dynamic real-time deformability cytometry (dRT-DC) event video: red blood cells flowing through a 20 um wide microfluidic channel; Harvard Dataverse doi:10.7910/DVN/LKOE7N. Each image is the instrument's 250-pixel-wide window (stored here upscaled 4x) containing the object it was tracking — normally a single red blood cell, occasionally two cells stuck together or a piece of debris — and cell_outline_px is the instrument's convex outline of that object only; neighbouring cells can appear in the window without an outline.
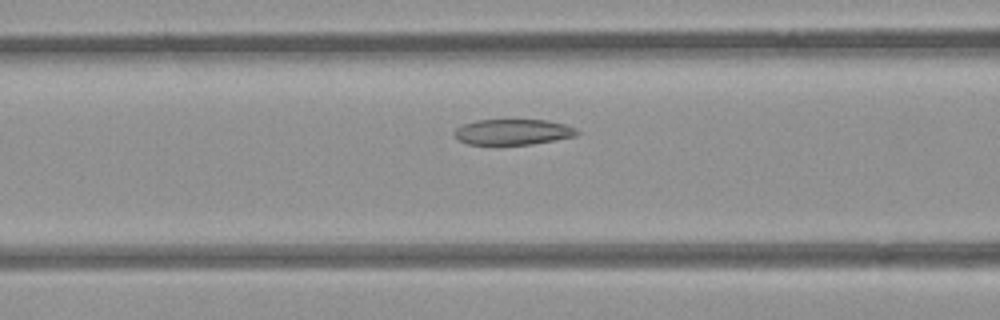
{"species": "common noctule bat (a hibernating species)", "species_latin": "Nyctalus noctula", "temperature_condition": "room temperature", "stored_images_in_passage": 30, "camera_frame_rate_fps": 3000, "um_per_image_px": 0.085, "animal": {"sex": "female", "body_mass_g": 21.9}, "frame": {"image": 1, "passage_image": 9, "time_ms": 2.667, "image_size_px": [1000, 320], "cell_outline_px": [[580, 132], [576, 136], [556, 140], [532, 144], [468, 144], [460, 140], [452, 132], [456, 128], [464, 124], [476, 120], [548, 120], [564, 124], [576, 128]], "centroid_in_image_um": [43.63, 11.21], "position_along_channel_um": 123.0, "area_um2": 18.26}}
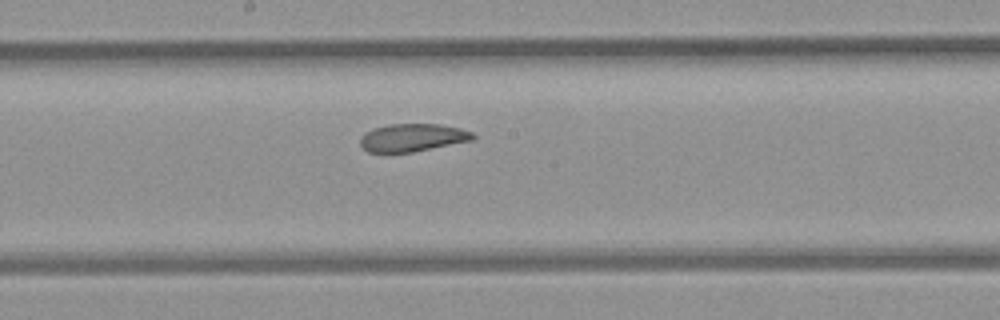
{"frame": {"image": 2, "passage_image": 16, "time_ms": 5.0, "image_size_px": [1000, 320], "cell_outline_px": [[476, 136], [472, 140], [412, 152], [368, 152], [360, 144], [360, 136], [364, 132], [372, 128], [388, 124], [440, 124], [460, 128], [472, 132]], "centroid_in_image_um": [35.03, 11.68], "position_along_channel_um": 213.2, "area_um2": 18.26}}
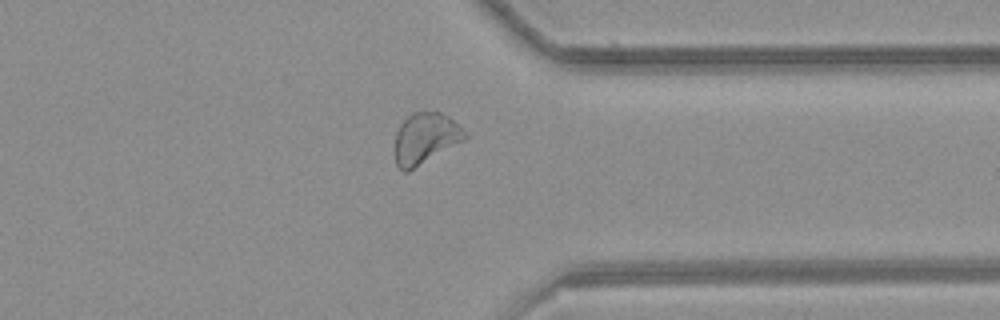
{"frame": {"image": 3, "passage_image": 29, "time_ms": 9.333, "image_size_px": [1000, 320], "cell_outline_px": [[468, 136], [464, 140], [408, 172], [404, 172], [396, 164], [396, 132], [400, 124], [412, 112], [440, 112], [448, 116], [460, 124], [468, 132]], "centroid_in_image_um": [36.19, 11.75], "position_along_channel_um": 375.2, "area_um2": 20.81}}